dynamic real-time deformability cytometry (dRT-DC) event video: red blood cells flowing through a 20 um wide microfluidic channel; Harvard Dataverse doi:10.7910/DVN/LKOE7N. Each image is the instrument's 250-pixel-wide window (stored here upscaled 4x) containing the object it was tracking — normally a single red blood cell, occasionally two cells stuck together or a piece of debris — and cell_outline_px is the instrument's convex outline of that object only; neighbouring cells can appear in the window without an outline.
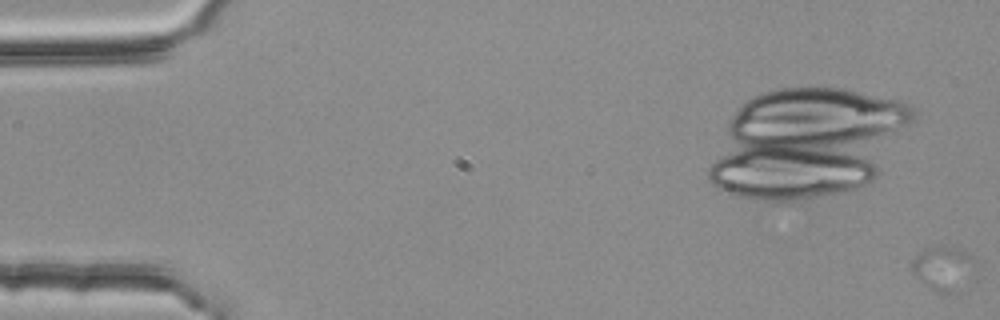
{"species": "common noctule bat (a hibernating species)", "species_latin": "Nyctalus noctula", "temperature_condition": "room temperature", "stored_images_in_passage": 3, "camera_frame_rate_fps": 3000, "um_per_image_px": 0.085, "animal": {"sex": "female", "body_mass_g": 25.1}, "frame": {"image": 1, "passage_image": 3, "time_ms": 0.667, "image_size_px": [1000, 320], "cell_outline_px": [[980, 264], [956, 292], [940, 292], [924, 284], [912, 272], [912, 260], [916, 252], [928, 248], [952, 248], [964, 252], [972, 256]], "centroid_in_image_um": [80.2, 22.8], "position_along_channel_um": 4.8, "area_um2": 15.9}}